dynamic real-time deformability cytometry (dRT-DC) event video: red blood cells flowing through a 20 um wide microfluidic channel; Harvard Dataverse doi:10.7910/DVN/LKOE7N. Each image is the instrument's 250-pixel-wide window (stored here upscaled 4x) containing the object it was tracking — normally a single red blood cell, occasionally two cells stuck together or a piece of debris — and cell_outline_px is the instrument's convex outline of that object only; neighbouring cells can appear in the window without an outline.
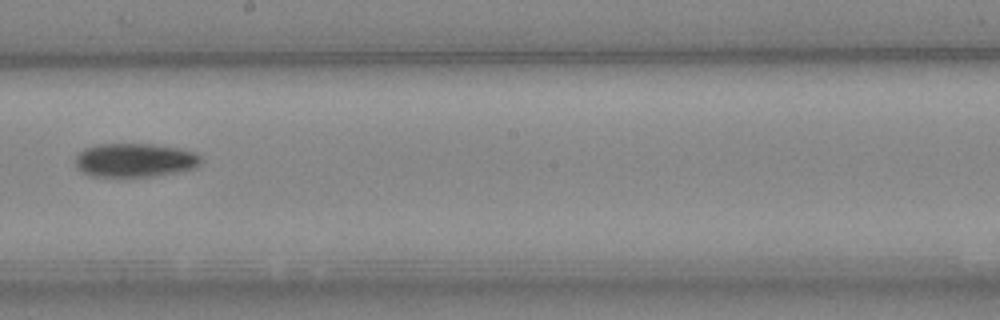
{"species": "Egyptian fruit bat (a non-hibernating species)", "species_latin": "Rousettus aegyptiacus", "temperature_condition": "cold", "stored_images_in_passage": 8, "camera_frame_rate_fps": 3000, "um_per_image_px": 0.085, "animal": {"sex": "female"}, "frame": {"image": 1, "passage_image": 8, "time_ms": 9.0, "image_size_px": [1000, 320], "cell_outline_px": [[204, 160], [196, 168], [152, 176], [92, 176], [84, 172], [76, 164], [76, 156], [84, 148], [100, 144], [152, 144], [180, 148], [196, 152]], "centroid_in_image_um": [11.52, 13.6], "position_along_channel_um": 236.7, "area_um2": 24.57}}